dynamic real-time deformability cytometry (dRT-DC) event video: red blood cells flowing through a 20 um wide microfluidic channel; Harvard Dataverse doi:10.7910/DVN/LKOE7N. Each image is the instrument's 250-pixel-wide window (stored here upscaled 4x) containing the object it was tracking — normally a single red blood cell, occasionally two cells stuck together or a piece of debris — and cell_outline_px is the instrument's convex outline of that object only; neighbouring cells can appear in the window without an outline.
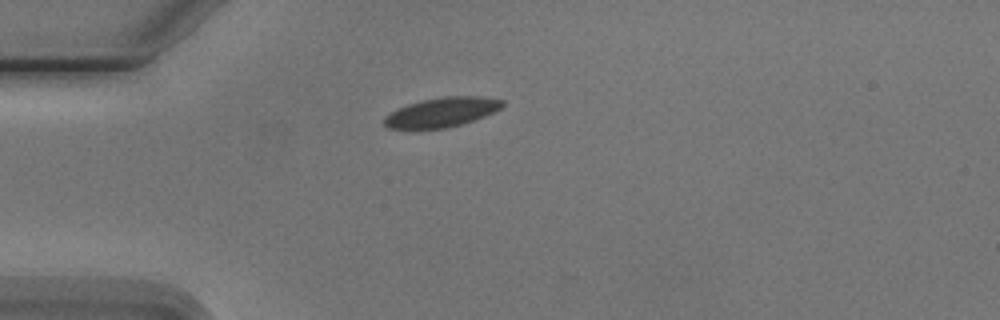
{"species": "Egyptian fruit bat (a non-hibernating species)", "species_latin": "Rousettus aegyptiacus", "temperature_condition": "cold", "stored_images_in_passage": 1, "camera_frame_rate_fps": 3000, "um_per_image_px": 0.085, "animal": {"sex": "male"}, "frame": {"image": 1, "passage_image": 1, "time_ms": 0.0, "image_size_px": [1000, 320], "cell_outline_px": [[504, 104], [500, 108], [484, 116], [460, 124], [444, 128], [388, 128], [384, 124], [384, 116], [396, 108], [408, 104], [424, 100], [444, 96], [484, 96], [504, 100]], "centroid_in_image_um": [37.54, 9.52], "position_along_channel_um": 47.5, "area_um2": 20.06}}